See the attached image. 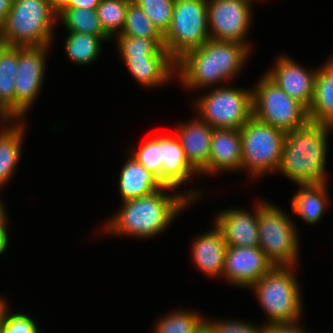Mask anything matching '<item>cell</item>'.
Instances as JSON below:
<instances>
[{"label":"cell","instance_id":"1","mask_svg":"<svg viewBox=\"0 0 333 333\" xmlns=\"http://www.w3.org/2000/svg\"><path fill=\"white\" fill-rule=\"evenodd\" d=\"M168 190L174 192L176 189L163 186L147 196L123 201L121 210L107 220L102 230L140 239L158 236L181 211L203 196L201 190L184 189L182 194L166 193Z\"/></svg>","mask_w":333,"mask_h":333},{"label":"cell","instance_id":"4","mask_svg":"<svg viewBox=\"0 0 333 333\" xmlns=\"http://www.w3.org/2000/svg\"><path fill=\"white\" fill-rule=\"evenodd\" d=\"M58 14L48 0H12L0 27V44L16 47L52 45Z\"/></svg>","mask_w":333,"mask_h":333},{"label":"cell","instance_id":"21","mask_svg":"<svg viewBox=\"0 0 333 333\" xmlns=\"http://www.w3.org/2000/svg\"><path fill=\"white\" fill-rule=\"evenodd\" d=\"M0 189L10 181L23 151V120H0Z\"/></svg>","mask_w":333,"mask_h":333},{"label":"cell","instance_id":"41","mask_svg":"<svg viewBox=\"0 0 333 333\" xmlns=\"http://www.w3.org/2000/svg\"><path fill=\"white\" fill-rule=\"evenodd\" d=\"M51 8L59 14L68 4L69 0H48Z\"/></svg>","mask_w":333,"mask_h":333},{"label":"cell","instance_id":"10","mask_svg":"<svg viewBox=\"0 0 333 333\" xmlns=\"http://www.w3.org/2000/svg\"><path fill=\"white\" fill-rule=\"evenodd\" d=\"M252 104L255 118L285 132L301 127L309 120L307 109L265 74L252 89Z\"/></svg>","mask_w":333,"mask_h":333},{"label":"cell","instance_id":"17","mask_svg":"<svg viewBox=\"0 0 333 333\" xmlns=\"http://www.w3.org/2000/svg\"><path fill=\"white\" fill-rule=\"evenodd\" d=\"M242 141L240 130L214 128L208 170L204 175H214L218 172L242 171Z\"/></svg>","mask_w":333,"mask_h":333},{"label":"cell","instance_id":"38","mask_svg":"<svg viewBox=\"0 0 333 333\" xmlns=\"http://www.w3.org/2000/svg\"><path fill=\"white\" fill-rule=\"evenodd\" d=\"M194 333H218L209 319H203L195 328Z\"/></svg>","mask_w":333,"mask_h":333},{"label":"cell","instance_id":"29","mask_svg":"<svg viewBox=\"0 0 333 333\" xmlns=\"http://www.w3.org/2000/svg\"><path fill=\"white\" fill-rule=\"evenodd\" d=\"M116 36H129L134 38L164 39L160 31L144 14L139 5L129 3L124 28Z\"/></svg>","mask_w":333,"mask_h":333},{"label":"cell","instance_id":"25","mask_svg":"<svg viewBox=\"0 0 333 333\" xmlns=\"http://www.w3.org/2000/svg\"><path fill=\"white\" fill-rule=\"evenodd\" d=\"M18 47L0 44V120H15Z\"/></svg>","mask_w":333,"mask_h":333},{"label":"cell","instance_id":"8","mask_svg":"<svg viewBox=\"0 0 333 333\" xmlns=\"http://www.w3.org/2000/svg\"><path fill=\"white\" fill-rule=\"evenodd\" d=\"M164 47L177 61L210 39L207 0H175L172 21L163 35Z\"/></svg>","mask_w":333,"mask_h":333},{"label":"cell","instance_id":"6","mask_svg":"<svg viewBox=\"0 0 333 333\" xmlns=\"http://www.w3.org/2000/svg\"><path fill=\"white\" fill-rule=\"evenodd\" d=\"M288 214L270 202L258 204L259 248L273 266H297L299 234Z\"/></svg>","mask_w":333,"mask_h":333},{"label":"cell","instance_id":"15","mask_svg":"<svg viewBox=\"0 0 333 333\" xmlns=\"http://www.w3.org/2000/svg\"><path fill=\"white\" fill-rule=\"evenodd\" d=\"M258 203L253 211L229 208L218 212L214 223L222 231L227 247H259Z\"/></svg>","mask_w":333,"mask_h":333},{"label":"cell","instance_id":"27","mask_svg":"<svg viewBox=\"0 0 333 333\" xmlns=\"http://www.w3.org/2000/svg\"><path fill=\"white\" fill-rule=\"evenodd\" d=\"M57 19L65 25L69 32L91 34L101 39L112 38L103 30L96 10L91 9H63Z\"/></svg>","mask_w":333,"mask_h":333},{"label":"cell","instance_id":"32","mask_svg":"<svg viewBox=\"0 0 333 333\" xmlns=\"http://www.w3.org/2000/svg\"><path fill=\"white\" fill-rule=\"evenodd\" d=\"M134 159L154 174L162 183V150L160 136L147 140L144 145L130 152Z\"/></svg>","mask_w":333,"mask_h":333},{"label":"cell","instance_id":"37","mask_svg":"<svg viewBox=\"0 0 333 333\" xmlns=\"http://www.w3.org/2000/svg\"><path fill=\"white\" fill-rule=\"evenodd\" d=\"M100 0H69L64 9H91L96 10Z\"/></svg>","mask_w":333,"mask_h":333},{"label":"cell","instance_id":"22","mask_svg":"<svg viewBox=\"0 0 333 333\" xmlns=\"http://www.w3.org/2000/svg\"><path fill=\"white\" fill-rule=\"evenodd\" d=\"M118 185L123 201L147 196L164 186L154 174L138 163L131 154L121 168Z\"/></svg>","mask_w":333,"mask_h":333},{"label":"cell","instance_id":"30","mask_svg":"<svg viewBox=\"0 0 333 333\" xmlns=\"http://www.w3.org/2000/svg\"><path fill=\"white\" fill-rule=\"evenodd\" d=\"M200 312L190 310H176L158 318L153 333H194L195 328L205 318Z\"/></svg>","mask_w":333,"mask_h":333},{"label":"cell","instance_id":"45","mask_svg":"<svg viewBox=\"0 0 333 333\" xmlns=\"http://www.w3.org/2000/svg\"><path fill=\"white\" fill-rule=\"evenodd\" d=\"M243 1H245V2H248V3H251V4H252V3H253L255 0H254V1H253V0H243Z\"/></svg>","mask_w":333,"mask_h":333},{"label":"cell","instance_id":"44","mask_svg":"<svg viewBox=\"0 0 333 333\" xmlns=\"http://www.w3.org/2000/svg\"><path fill=\"white\" fill-rule=\"evenodd\" d=\"M145 0H129V2L136 4V5H140L142 2H144Z\"/></svg>","mask_w":333,"mask_h":333},{"label":"cell","instance_id":"2","mask_svg":"<svg viewBox=\"0 0 333 333\" xmlns=\"http://www.w3.org/2000/svg\"><path fill=\"white\" fill-rule=\"evenodd\" d=\"M251 50L236 41L209 39L176 61V76L187 89L221 86L235 78L248 61Z\"/></svg>","mask_w":333,"mask_h":333},{"label":"cell","instance_id":"9","mask_svg":"<svg viewBox=\"0 0 333 333\" xmlns=\"http://www.w3.org/2000/svg\"><path fill=\"white\" fill-rule=\"evenodd\" d=\"M194 102L198 117L212 128L240 130L252 116V89L221 85Z\"/></svg>","mask_w":333,"mask_h":333},{"label":"cell","instance_id":"20","mask_svg":"<svg viewBox=\"0 0 333 333\" xmlns=\"http://www.w3.org/2000/svg\"><path fill=\"white\" fill-rule=\"evenodd\" d=\"M171 136V137H170ZM160 136L162 150V184L179 188L190 182L193 176H199L188 164L184 150L175 134Z\"/></svg>","mask_w":333,"mask_h":333},{"label":"cell","instance_id":"3","mask_svg":"<svg viewBox=\"0 0 333 333\" xmlns=\"http://www.w3.org/2000/svg\"><path fill=\"white\" fill-rule=\"evenodd\" d=\"M333 127L308 120L286 132L278 173L298 185L327 182L328 135Z\"/></svg>","mask_w":333,"mask_h":333},{"label":"cell","instance_id":"31","mask_svg":"<svg viewBox=\"0 0 333 333\" xmlns=\"http://www.w3.org/2000/svg\"><path fill=\"white\" fill-rule=\"evenodd\" d=\"M120 56H170L164 47V39L115 36Z\"/></svg>","mask_w":333,"mask_h":333},{"label":"cell","instance_id":"40","mask_svg":"<svg viewBox=\"0 0 333 333\" xmlns=\"http://www.w3.org/2000/svg\"><path fill=\"white\" fill-rule=\"evenodd\" d=\"M8 228H0V255L4 254L8 247Z\"/></svg>","mask_w":333,"mask_h":333},{"label":"cell","instance_id":"12","mask_svg":"<svg viewBox=\"0 0 333 333\" xmlns=\"http://www.w3.org/2000/svg\"><path fill=\"white\" fill-rule=\"evenodd\" d=\"M210 39L245 42L252 21V5L243 0H207Z\"/></svg>","mask_w":333,"mask_h":333},{"label":"cell","instance_id":"35","mask_svg":"<svg viewBox=\"0 0 333 333\" xmlns=\"http://www.w3.org/2000/svg\"><path fill=\"white\" fill-rule=\"evenodd\" d=\"M218 333H265V324L255 326L243 321L232 320H212Z\"/></svg>","mask_w":333,"mask_h":333},{"label":"cell","instance_id":"43","mask_svg":"<svg viewBox=\"0 0 333 333\" xmlns=\"http://www.w3.org/2000/svg\"><path fill=\"white\" fill-rule=\"evenodd\" d=\"M7 308H9L7 305V301L5 300V298L0 297V330L2 327L5 314L8 310Z\"/></svg>","mask_w":333,"mask_h":333},{"label":"cell","instance_id":"16","mask_svg":"<svg viewBox=\"0 0 333 333\" xmlns=\"http://www.w3.org/2000/svg\"><path fill=\"white\" fill-rule=\"evenodd\" d=\"M214 128L199 117L178 125L173 132L180 141L189 166L201 176L208 170Z\"/></svg>","mask_w":333,"mask_h":333},{"label":"cell","instance_id":"7","mask_svg":"<svg viewBox=\"0 0 333 333\" xmlns=\"http://www.w3.org/2000/svg\"><path fill=\"white\" fill-rule=\"evenodd\" d=\"M242 141V170L260 178L277 173L286 132L264 123L253 115L240 129Z\"/></svg>","mask_w":333,"mask_h":333},{"label":"cell","instance_id":"18","mask_svg":"<svg viewBox=\"0 0 333 333\" xmlns=\"http://www.w3.org/2000/svg\"><path fill=\"white\" fill-rule=\"evenodd\" d=\"M214 229L199 235L192 241L191 257L195 267L211 278L223 275L227 244L222 231L214 223Z\"/></svg>","mask_w":333,"mask_h":333},{"label":"cell","instance_id":"24","mask_svg":"<svg viewBox=\"0 0 333 333\" xmlns=\"http://www.w3.org/2000/svg\"><path fill=\"white\" fill-rule=\"evenodd\" d=\"M327 182L298 185L299 189L291 199V211L308 225L321 221L329 203Z\"/></svg>","mask_w":333,"mask_h":333},{"label":"cell","instance_id":"26","mask_svg":"<svg viewBox=\"0 0 333 333\" xmlns=\"http://www.w3.org/2000/svg\"><path fill=\"white\" fill-rule=\"evenodd\" d=\"M65 38V53L72 62L77 65H88L97 60L101 54L102 42L110 39H101L99 36L91 34H80L77 32H67Z\"/></svg>","mask_w":333,"mask_h":333},{"label":"cell","instance_id":"13","mask_svg":"<svg viewBox=\"0 0 333 333\" xmlns=\"http://www.w3.org/2000/svg\"><path fill=\"white\" fill-rule=\"evenodd\" d=\"M273 267L259 247H227L222 277L228 284L250 288Z\"/></svg>","mask_w":333,"mask_h":333},{"label":"cell","instance_id":"23","mask_svg":"<svg viewBox=\"0 0 333 333\" xmlns=\"http://www.w3.org/2000/svg\"><path fill=\"white\" fill-rule=\"evenodd\" d=\"M308 119L333 127V57L316 69L314 96Z\"/></svg>","mask_w":333,"mask_h":333},{"label":"cell","instance_id":"11","mask_svg":"<svg viewBox=\"0 0 333 333\" xmlns=\"http://www.w3.org/2000/svg\"><path fill=\"white\" fill-rule=\"evenodd\" d=\"M51 45L18 47V69L15 77V120H25L34 105L46 75V55Z\"/></svg>","mask_w":333,"mask_h":333},{"label":"cell","instance_id":"34","mask_svg":"<svg viewBox=\"0 0 333 333\" xmlns=\"http://www.w3.org/2000/svg\"><path fill=\"white\" fill-rule=\"evenodd\" d=\"M2 333H40L36 322L27 314L11 312L8 308L1 327Z\"/></svg>","mask_w":333,"mask_h":333},{"label":"cell","instance_id":"5","mask_svg":"<svg viewBox=\"0 0 333 333\" xmlns=\"http://www.w3.org/2000/svg\"><path fill=\"white\" fill-rule=\"evenodd\" d=\"M295 268L274 266L250 287L268 317L265 325L290 324L302 318V295L293 273Z\"/></svg>","mask_w":333,"mask_h":333},{"label":"cell","instance_id":"19","mask_svg":"<svg viewBox=\"0 0 333 333\" xmlns=\"http://www.w3.org/2000/svg\"><path fill=\"white\" fill-rule=\"evenodd\" d=\"M132 77L145 87L164 86L176 74L171 56H120Z\"/></svg>","mask_w":333,"mask_h":333},{"label":"cell","instance_id":"36","mask_svg":"<svg viewBox=\"0 0 333 333\" xmlns=\"http://www.w3.org/2000/svg\"><path fill=\"white\" fill-rule=\"evenodd\" d=\"M299 323L265 325V333H308Z\"/></svg>","mask_w":333,"mask_h":333},{"label":"cell","instance_id":"33","mask_svg":"<svg viewBox=\"0 0 333 333\" xmlns=\"http://www.w3.org/2000/svg\"><path fill=\"white\" fill-rule=\"evenodd\" d=\"M175 0H145L139 6L154 26L164 35L171 24Z\"/></svg>","mask_w":333,"mask_h":333},{"label":"cell","instance_id":"39","mask_svg":"<svg viewBox=\"0 0 333 333\" xmlns=\"http://www.w3.org/2000/svg\"><path fill=\"white\" fill-rule=\"evenodd\" d=\"M12 0H0V27L4 24L11 8Z\"/></svg>","mask_w":333,"mask_h":333},{"label":"cell","instance_id":"42","mask_svg":"<svg viewBox=\"0 0 333 333\" xmlns=\"http://www.w3.org/2000/svg\"><path fill=\"white\" fill-rule=\"evenodd\" d=\"M4 204L0 199V228H8V216Z\"/></svg>","mask_w":333,"mask_h":333},{"label":"cell","instance_id":"14","mask_svg":"<svg viewBox=\"0 0 333 333\" xmlns=\"http://www.w3.org/2000/svg\"><path fill=\"white\" fill-rule=\"evenodd\" d=\"M292 59L288 55L280 54L274 67L264 74L308 110L314 96L316 70L309 71Z\"/></svg>","mask_w":333,"mask_h":333},{"label":"cell","instance_id":"28","mask_svg":"<svg viewBox=\"0 0 333 333\" xmlns=\"http://www.w3.org/2000/svg\"><path fill=\"white\" fill-rule=\"evenodd\" d=\"M129 0H100L96 12L103 30L112 38L121 33L125 25Z\"/></svg>","mask_w":333,"mask_h":333}]
</instances>
